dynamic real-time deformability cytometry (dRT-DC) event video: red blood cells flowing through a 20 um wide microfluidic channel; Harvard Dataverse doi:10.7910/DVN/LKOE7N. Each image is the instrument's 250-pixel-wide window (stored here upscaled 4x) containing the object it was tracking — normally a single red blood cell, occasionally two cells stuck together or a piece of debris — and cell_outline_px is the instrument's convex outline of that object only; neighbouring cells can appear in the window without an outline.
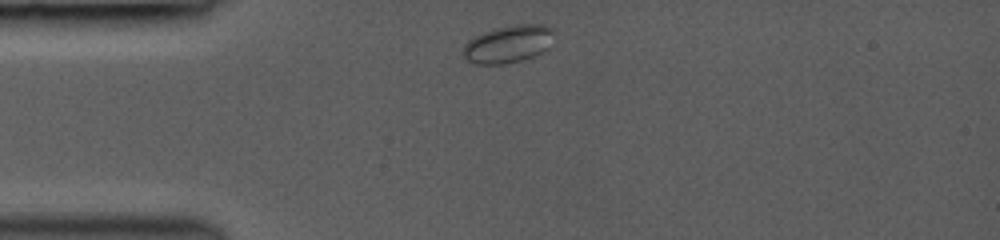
{"species": "common noctule bat (a hibernating species)", "species_latin": "Nyctalus noctula", "temperature_condition": "room temperature", "stored_images_in_passage": 2, "camera_frame_rate_fps": 3000, "um_per_image_px": 0.085, "animal": {"sex": "female", "body_mass_g": 19.0, "forearm_length_mm": 53.3}, "frame": {"image": 1, "passage_image": 1, "time_ms": 0.0, "image_size_px": [1000, 240], "cell_outline_px": [[552, 32], [548, 48], [544, 52], [520, 60], [504, 64], [476, 64], [468, 60], [464, 56], [460, 48], [468, 40], [484, 32], [496, 28], [512, 24], [544, 24], [552, 28]], "centroid_in_image_um": [43.16, 3.74], "position_along_channel_um": 41.8, "area_um2": 19.83}}